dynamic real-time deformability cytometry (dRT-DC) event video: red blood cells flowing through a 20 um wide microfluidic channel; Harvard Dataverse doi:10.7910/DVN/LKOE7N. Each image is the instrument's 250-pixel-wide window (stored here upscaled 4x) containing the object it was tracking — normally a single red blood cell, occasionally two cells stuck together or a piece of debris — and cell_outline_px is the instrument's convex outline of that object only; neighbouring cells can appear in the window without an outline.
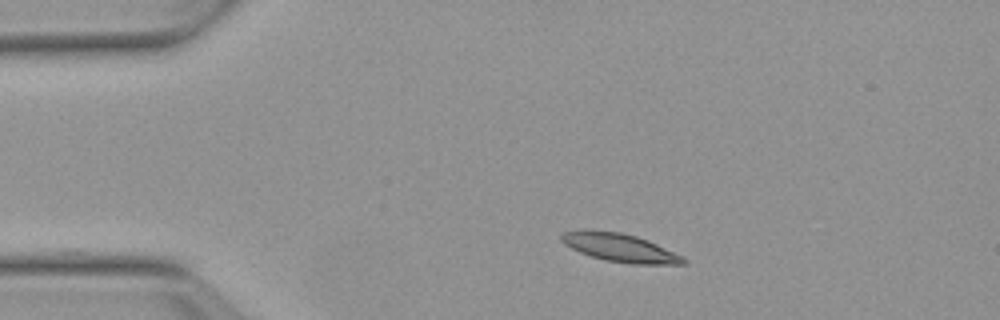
{"species": "Egyptian fruit bat (a non-hibernating species)", "species_latin": "Rousettus aegyptiacus", "temperature_condition": "warm", "stored_images_in_passage": 44, "camera_frame_rate_fps": 3000, "um_per_image_px": 0.085, "animal": {"sex": "female"}, "frame": {"image": 1, "passage_image": 1, "time_ms": 0.0, "image_size_px": [1000, 320], "cell_outline_px": [[688, 260], [684, 264], [632, 264], [604, 260], [580, 252], [564, 244], [560, 240], [560, 236], [564, 232], [580, 228], [584, 228], [620, 232], [636, 236], [648, 240], [684, 256]], "centroid_in_image_um": [52.67, 21.03], "position_along_channel_um": 32.3, "area_um2": 20.4}}
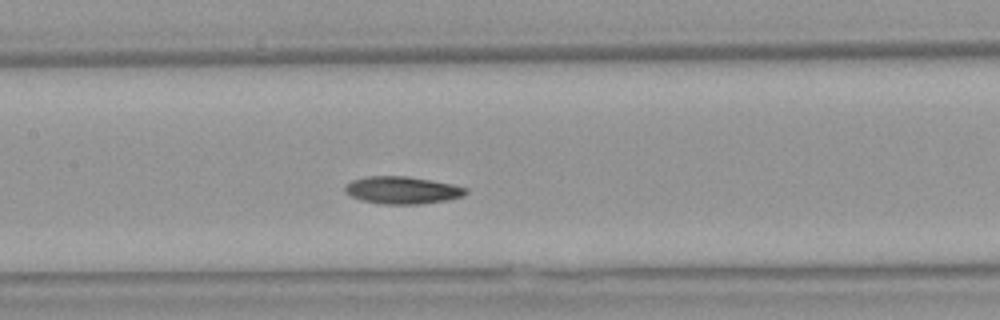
{"frame": {"image": 2, "passage_image": 16, "time_ms": 5.0, "image_size_px": [1000, 320], "cell_outline_px": [[468, 192], [464, 196], [448, 200], [424, 204], [384, 204], [360, 200], [344, 192], [344, 184], [352, 180], [364, 176], [408, 176], [452, 184], [468, 188]], "centroid_in_image_um": [34.19, 16.16], "position_along_channel_um": 173.2, "area_um2": 19.54}}
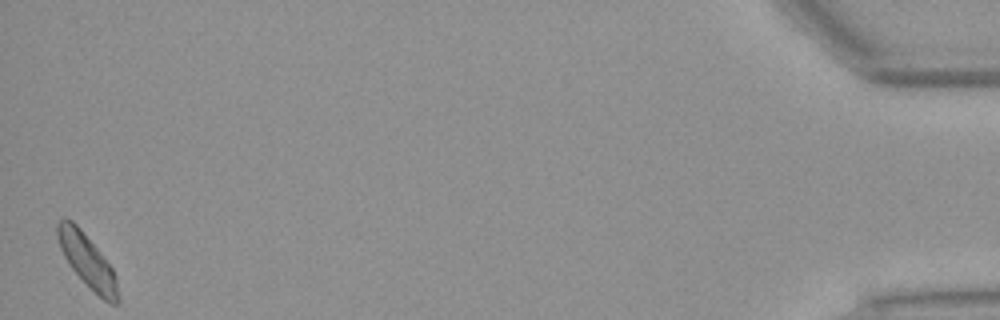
{"frame": {"image": 3, "passage_image": 44, "time_ms": 14.333, "image_size_px": [1000, 320], "cell_outline_px": [[120, 304], [108, 304], [72, 268], [64, 256], [60, 248], [56, 236], [56, 224], [60, 220], [72, 220], [80, 228], [100, 252], [112, 268], [116, 276], [120, 296]], "centroid_in_image_um": [7.45, 22.19], "position_along_channel_um": 427.8, "area_um2": 18.38}, "authors_computed_cell_mechanics": {"area_um2": 18.785, "velocity_mm_per_s": 3.7537, "shape_relaxation_time_tau1_ms": 5.6393, "shape_relaxation_time_tau2_ms": null, "deformation_change_tau1": 0.153, "deformation_change_tau2": null}}